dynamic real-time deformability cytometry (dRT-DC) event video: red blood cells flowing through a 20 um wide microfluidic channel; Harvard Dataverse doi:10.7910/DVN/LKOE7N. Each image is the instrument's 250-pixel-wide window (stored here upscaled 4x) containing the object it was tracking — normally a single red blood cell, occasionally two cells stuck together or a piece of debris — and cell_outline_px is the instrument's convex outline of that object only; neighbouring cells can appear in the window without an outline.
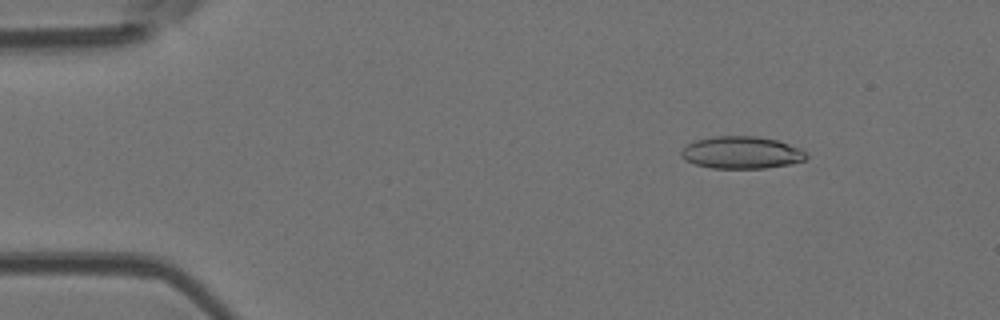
{"species": "Egyptian fruit bat (a non-hibernating species)", "species_latin": "Rousettus aegyptiacus", "temperature_condition": "room temperature", "stored_images_in_passage": 8, "camera_frame_rate_fps": 3000, "um_per_image_px": 0.085, "animal": {"sex": "female"}, "frame": {"image": 1, "passage_image": 2, "time_ms": 1.333, "image_size_px": [1000, 320], "cell_outline_px": [[808, 156], [804, 160], [788, 164], [764, 168], [712, 168], [696, 164], [684, 160], [680, 156], [680, 152], [688, 144], [696, 140], [716, 136], [756, 136], [776, 140], [800, 148], [808, 152]], "centroid_in_image_um": [63.03, 12.97], "position_along_channel_um": 22.0, "area_um2": 23.41}}
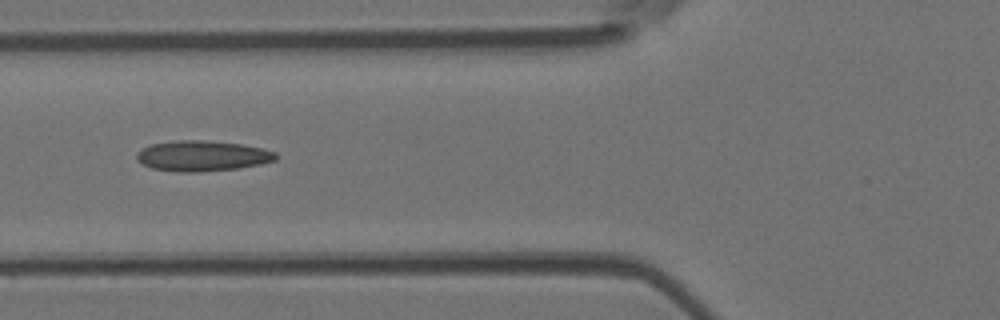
{"frame": {"image": 2, "passage_image": 5, "time_ms": 5.667, "image_size_px": [1000, 320], "cell_outline_px": [[276, 160], [260, 164], [236, 168], [200, 172], [176, 172], [152, 168], [136, 160], [136, 152], [152, 144], [180, 140], [200, 140], [240, 144], [264, 148], [276, 152]], "centroid_in_image_um": [17.19, 13.25], "position_along_channel_um": 108.6, "area_um2": 24.57}}
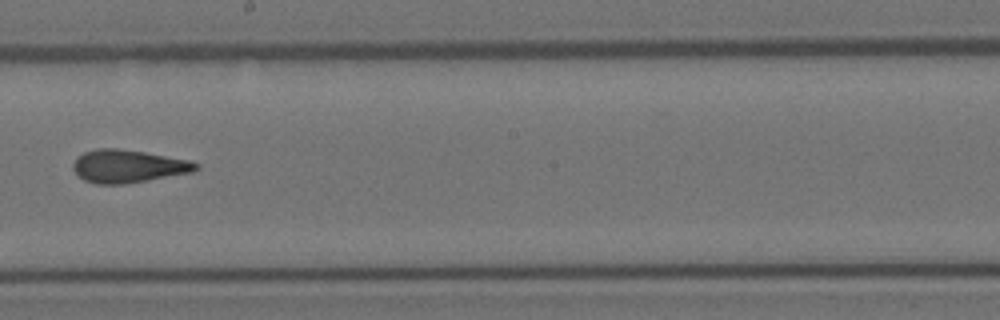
{"frame": {"image": 3, "passage_image": 8, "time_ms": 9.0, "image_size_px": [1000, 320], "cell_outline_px": [[200, 168], [192, 172], [124, 184], [96, 184], [84, 180], [72, 168], [72, 164], [76, 156], [84, 152], [96, 148], [116, 148], [144, 152], [192, 160], [200, 164]], "centroid_in_image_um": [10.89, 14.12], "position_along_channel_um": 237.3, "area_um2": 23.64}}